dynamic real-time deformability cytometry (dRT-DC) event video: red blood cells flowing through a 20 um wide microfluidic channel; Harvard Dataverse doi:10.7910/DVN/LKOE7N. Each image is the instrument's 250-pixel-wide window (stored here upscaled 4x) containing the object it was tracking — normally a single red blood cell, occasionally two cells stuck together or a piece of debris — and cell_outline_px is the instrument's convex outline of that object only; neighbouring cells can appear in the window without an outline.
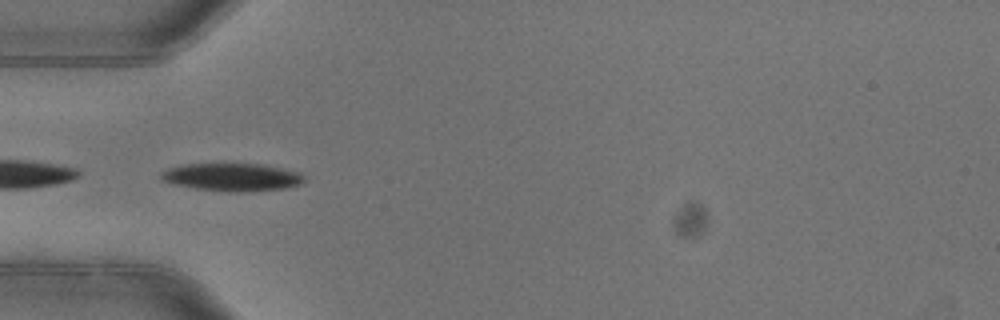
{"species": "common noctule bat (a hibernating species)", "species_latin": "Nyctalus noctula", "temperature_condition": "warm", "stored_images_in_passage": 7, "camera_frame_rate_fps": 3000, "um_per_image_px": 0.085, "animal": {"sex": "female"}, "frame": {"image": 1, "passage_image": 4, "time_ms": 1.0, "image_size_px": [1000, 320], "cell_outline_px": [[304, 180], [300, 184], [284, 188], [240, 192], [228, 192], [196, 188], [176, 184], [160, 180], [160, 172], [168, 168], [184, 164], [264, 164], [296, 172], [304, 176]], "centroid_in_image_um": [19.68, 15.05], "position_along_channel_um": 65.3, "area_um2": 22.95}}